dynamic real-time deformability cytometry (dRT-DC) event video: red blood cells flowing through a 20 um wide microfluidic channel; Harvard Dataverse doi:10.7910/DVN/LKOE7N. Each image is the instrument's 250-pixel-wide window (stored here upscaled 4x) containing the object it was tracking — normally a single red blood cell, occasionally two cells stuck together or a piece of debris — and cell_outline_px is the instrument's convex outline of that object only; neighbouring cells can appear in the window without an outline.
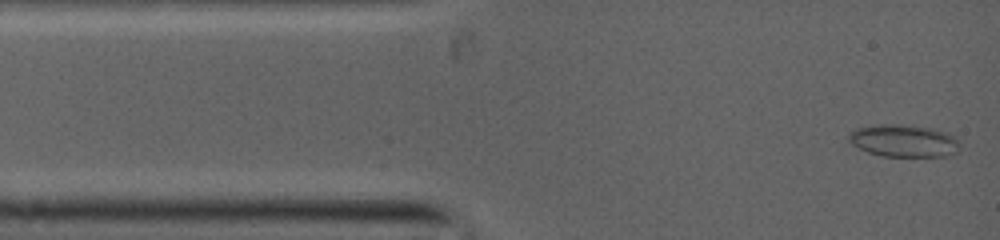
{"species": "common noctule bat (a hibernating species)", "species_latin": "Nyctalus noctula", "temperature_condition": "warm", "stored_images_in_passage": 58, "camera_frame_rate_fps": 5000, "um_per_image_px": 0.085, "animal": {"sex": "female", "body_mass_g": 19.0, "forearm_length_mm": 53.3}, "frame": {"image": 1, "passage_image": 2, "time_ms": 0.2, "image_size_px": [1000, 240], "cell_outline_px": [[956, 144], [944, 156], [884, 156], [868, 152], [860, 148], [848, 136], [852, 132], [860, 128], [928, 128], [952, 136], [956, 140]], "centroid_in_image_um": [76.78, 12.04], "position_along_channel_um": 8.2, "area_um2": 18.26}}
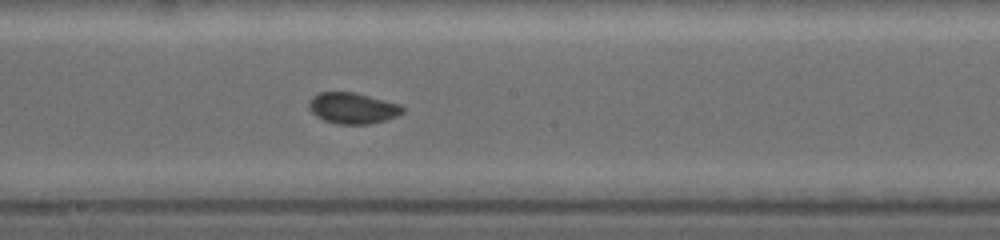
{"frame": {"image": 2, "passage_image": 34, "time_ms": 6.2, "image_size_px": [1000, 240], "cell_outline_px": [[404, 112], [396, 116], [384, 120], [368, 124], [340, 124], [324, 120], [316, 116], [308, 108], [308, 104], [312, 96], [320, 92], [352, 92], [400, 104], [404, 108]], "centroid_in_image_um": [29.95, 9.19], "position_along_channel_um": 218.2, "area_um2": 16.76}}
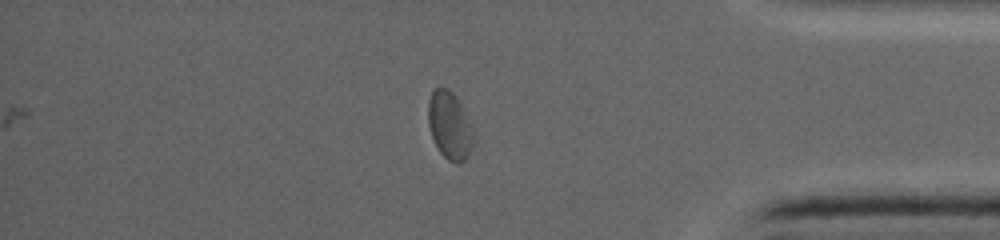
{"frame": {"image": 3, "passage_image": 58, "time_ms": 10.8, "image_size_px": [1000, 240], "cell_outline_px": [[472, 140], [468, 156], [460, 164], [456, 164], [448, 160], [440, 152], [432, 136], [428, 124], [428, 100], [432, 92], [436, 88], [448, 88], [456, 96], [472, 124]], "centroid_in_image_um": [38.21, 10.66], "position_along_channel_um": 397.0, "area_um2": 17.69}}